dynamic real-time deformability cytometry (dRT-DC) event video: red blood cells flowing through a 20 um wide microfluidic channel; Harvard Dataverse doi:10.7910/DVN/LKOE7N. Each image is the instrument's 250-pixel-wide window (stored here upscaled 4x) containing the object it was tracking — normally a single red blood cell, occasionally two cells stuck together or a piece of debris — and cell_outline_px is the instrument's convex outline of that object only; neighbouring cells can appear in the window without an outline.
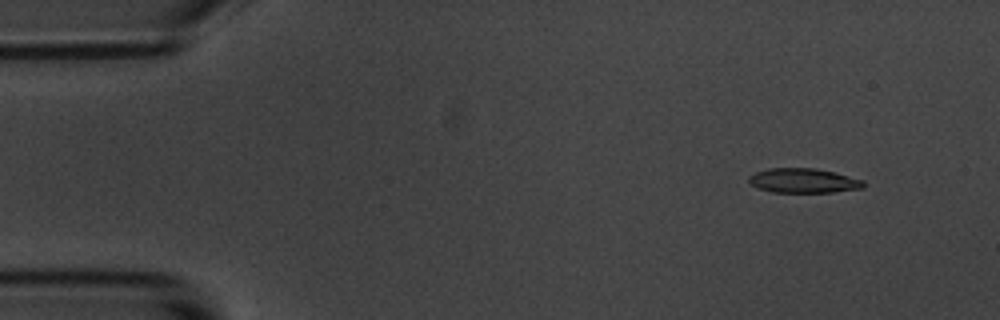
{"species": "common noctule bat (a hibernating species)", "species_latin": "Nyctalus noctula", "temperature_condition": "room temperature", "stored_images_in_passage": 6, "camera_frame_rate_fps": 3000, "um_per_image_px": 0.085, "animal": {"sex": "male", "body_mass_g": 20.1, "forearm_length_mm": 53.5}, "frame": {"image": 1, "passage_image": 2, "time_ms": 1.333, "image_size_px": [1000, 320], "cell_outline_px": [[864, 188], [832, 192], [772, 192], [756, 188], [748, 180], [748, 176], [756, 172], [768, 168], [816, 168], [836, 172], [864, 180]], "centroid_in_image_um": [68.3, 15.35], "position_along_channel_um": 16.7, "area_um2": 16.53}}
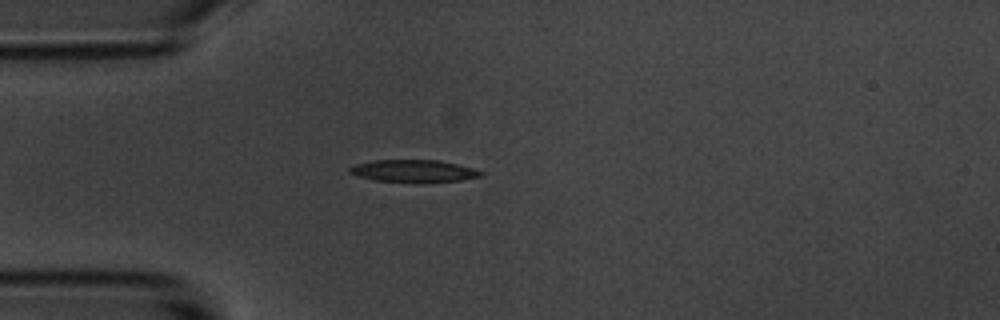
{"frame": {"image": 2, "passage_image": 5, "time_ms": 4.667, "image_size_px": [1000, 320], "cell_outline_px": [[484, 176], [460, 180], [428, 184], [424, 184], [376, 180], [360, 176], [348, 172], [348, 168], [356, 164], [376, 160], [440, 160], [472, 168], [484, 172]], "centroid_in_image_um": [35.22, 14.56], "position_along_channel_um": 49.8, "area_um2": 17.4}}